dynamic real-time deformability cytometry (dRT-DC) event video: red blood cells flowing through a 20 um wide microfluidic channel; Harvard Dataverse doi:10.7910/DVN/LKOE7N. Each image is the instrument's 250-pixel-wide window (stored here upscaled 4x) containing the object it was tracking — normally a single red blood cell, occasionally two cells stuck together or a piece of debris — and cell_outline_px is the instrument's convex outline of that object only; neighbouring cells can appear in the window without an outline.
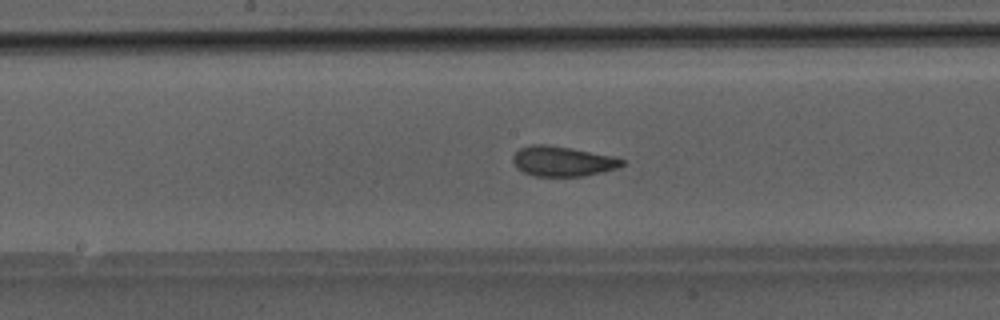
{"species": "Egyptian fruit bat (a non-hibernating species)", "species_latin": "Rousettus aegyptiacus", "temperature_condition": "room temperature", "stored_images_in_passage": 48, "camera_frame_rate_fps": 3000, "um_per_image_px": 0.085, "animal": {"sex": "male"}, "frame": {"image": 1, "passage_image": 25, "time_ms": 8.0, "image_size_px": [1000, 320], "cell_outline_px": [[624, 164], [616, 168], [604, 172], [584, 176], [536, 176], [524, 172], [516, 168], [512, 160], [512, 156], [520, 148], [532, 144], [548, 144], [572, 148], [612, 156], [624, 160]], "centroid_in_image_um": [47.79, 13.7], "position_along_channel_um": 200.4, "area_um2": 19.13}}
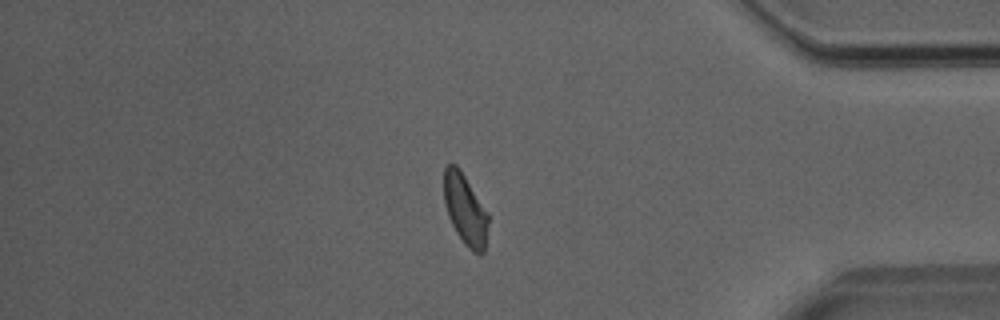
{"frame": {"image": 2, "passage_image": 41, "time_ms": 13.333, "image_size_px": [1000, 320], "cell_outline_px": [[488, 224], [484, 252], [480, 256], [472, 252], [464, 244], [456, 232], [448, 216], [444, 204], [444, 168], [448, 164], [456, 164], [460, 168], [488, 212]], "centroid_in_image_um": [39.54, 17.82], "position_along_channel_um": 395.7, "area_um2": 18.5}}
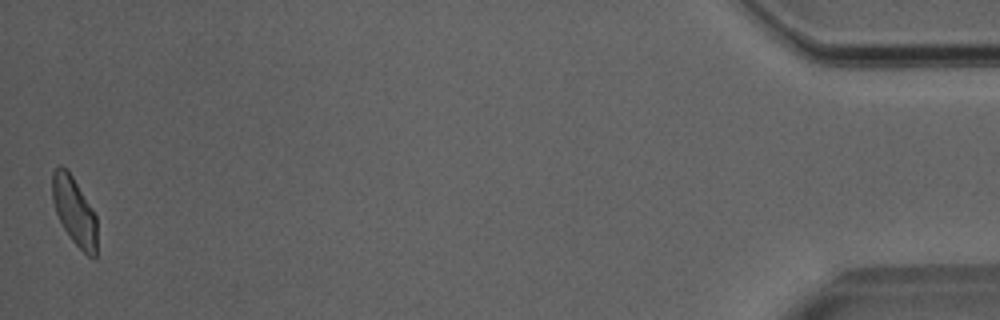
{"frame": {"image": 3, "passage_image": 48, "time_ms": 15.667, "image_size_px": [1000, 320], "cell_outline_px": [[96, 260], [88, 256], [72, 240], [64, 228], [56, 212], [52, 200], [52, 172], [60, 164], [72, 176], [96, 216]], "centroid_in_image_um": [6.31, 17.96], "position_along_channel_um": 428.9, "area_um2": 17.34}}